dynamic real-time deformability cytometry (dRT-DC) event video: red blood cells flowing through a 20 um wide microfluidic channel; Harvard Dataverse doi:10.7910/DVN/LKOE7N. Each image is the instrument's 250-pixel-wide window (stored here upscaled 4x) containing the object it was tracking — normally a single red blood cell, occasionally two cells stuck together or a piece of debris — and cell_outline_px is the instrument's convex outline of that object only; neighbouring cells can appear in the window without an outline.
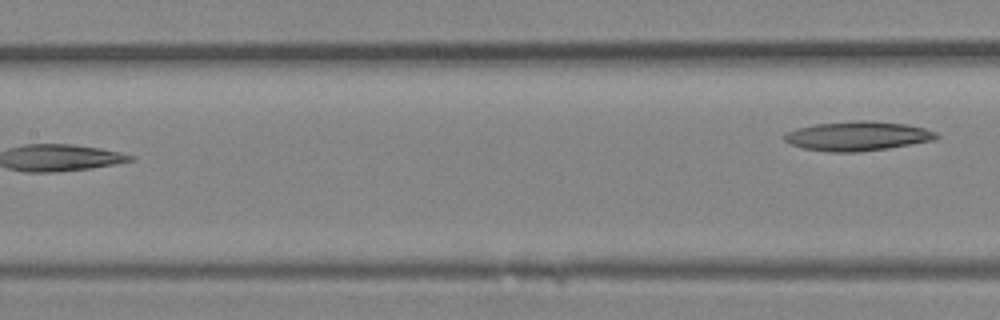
{"species": "Egyptian fruit bat (a non-hibernating species)", "species_latin": "Rousettus aegyptiacus", "temperature_condition": "room temperature", "stored_images_in_passage": 14, "segment_of_instrument_passage": [2, 2], "camera_frame_rate_fps": 3000, "um_per_image_px": 0.085, "animal": {"sex": "female"}, "frame": {"image": 1, "passage_image": 14, "time_ms": 4.333, "image_size_px": [1000, 320], "cell_outline_px": [[940, 136], [936, 140], [888, 148], [860, 152], [828, 152], [804, 148], [792, 144], [784, 140], [784, 132], [796, 128], [816, 124], [856, 120], [868, 120], [908, 124], [924, 128], [936, 132]], "centroid_in_image_um": [72.92, 11.56], "position_along_channel_um": 134.5, "area_um2": 26.18}}